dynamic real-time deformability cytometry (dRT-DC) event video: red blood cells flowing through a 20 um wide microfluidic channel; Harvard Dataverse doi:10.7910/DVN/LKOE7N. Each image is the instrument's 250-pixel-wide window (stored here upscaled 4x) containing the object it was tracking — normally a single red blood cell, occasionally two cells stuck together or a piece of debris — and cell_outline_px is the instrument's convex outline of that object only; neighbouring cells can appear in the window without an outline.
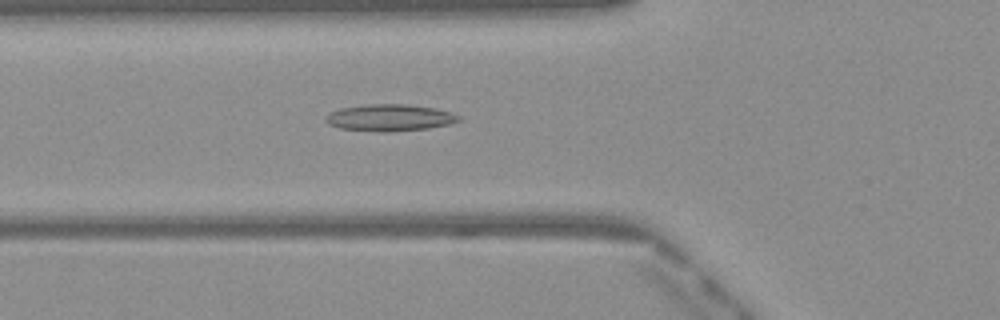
{"species": "Egyptian fruit bat (a non-hibernating species)", "species_latin": "Rousettus aegyptiacus", "temperature_condition": "warm", "stored_images_in_passage": 49, "camera_frame_rate_fps": 3000, "um_per_image_px": 0.085, "frame": {"image": 1, "passage_image": 18, "time_ms": 5.667, "image_size_px": [1000, 320], "cell_outline_px": [[460, 120], [448, 124], [428, 128], [388, 132], [376, 132], [340, 128], [328, 124], [324, 120], [324, 116], [328, 112], [340, 108], [368, 104], [408, 104], [436, 108], [452, 112], [460, 116]], "centroid_in_image_um": [33.08, 10.0], "position_along_channel_um": 92.7, "area_um2": 20.98}}
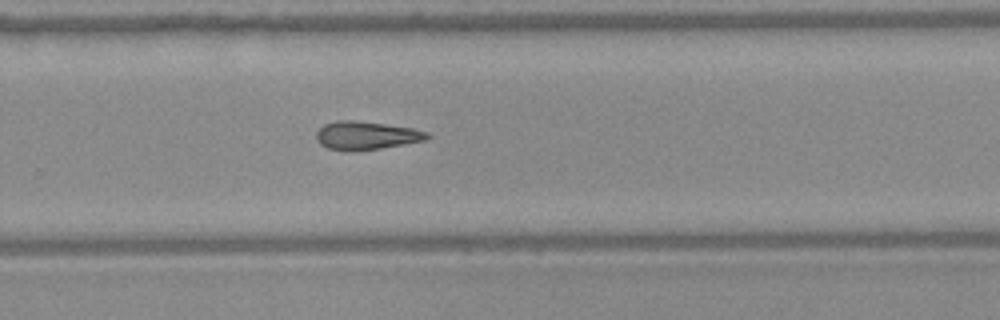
{"frame": {"image": 2, "passage_image": 33, "time_ms": 10.667, "image_size_px": [1000, 320], "cell_outline_px": [[432, 136], [424, 140], [404, 144], [380, 148], [352, 152], [344, 152], [328, 148], [320, 144], [316, 140], [316, 132], [324, 124], [336, 120], [348, 120], [384, 124], [412, 128], [428, 132]], "centroid_in_image_um": [31.09, 11.53], "position_along_channel_um": 298.7, "area_um2": 18.32}}
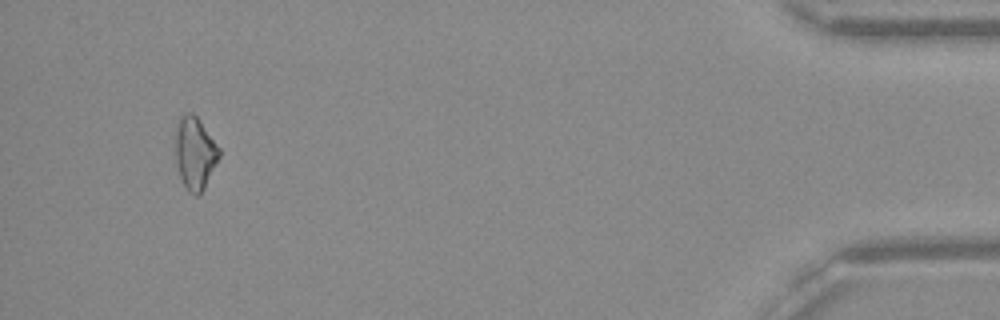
{"frame": {"image": 3, "passage_image": 47, "time_ms": 15.333, "image_size_px": [1000, 320], "cell_outline_px": [[220, 156], [204, 188], [196, 196], [188, 192], [180, 176], [176, 160], [176, 124], [180, 116], [184, 112], [192, 112], [200, 120], [220, 148]], "centroid_in_image_um": [16.57, 12.98], "position_along_channel_um": 418.6, "area_um2": 18.38}}